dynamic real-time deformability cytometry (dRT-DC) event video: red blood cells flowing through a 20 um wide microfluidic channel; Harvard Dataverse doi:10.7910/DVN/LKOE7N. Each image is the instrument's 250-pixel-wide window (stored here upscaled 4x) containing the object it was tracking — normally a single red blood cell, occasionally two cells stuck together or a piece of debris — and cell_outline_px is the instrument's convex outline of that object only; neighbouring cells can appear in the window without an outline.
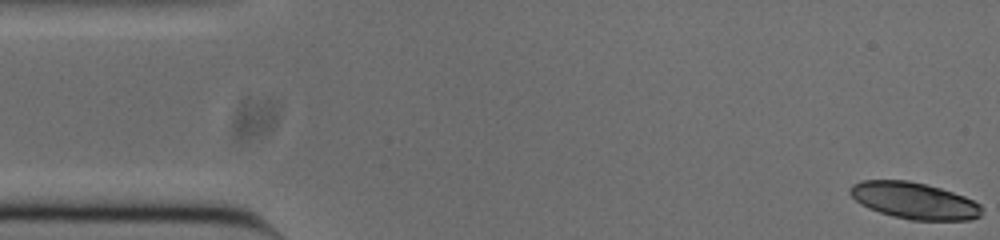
{"species": "common noctule bat (a hibernating species)", "species_latin": "Nyctalus noctula", "temperature_condition": "cold", "stored_images_in_passage": 53, "camera_frame_rate_fps": 3000, "um_per_image_px": 0.085, "animal": {"sex": "male", "body_mass_g": 20.0, "forearm_length_mm": 53.3}, "frame": {"image": 1, "passage_image": 1, "time_ms": 0.0, "image_size_px": [1000, 240], "cell_outline_px": [[980, 216], [972, 220], [912, 220], [892, 216], [868, 208], [860, 204], [848, 192], [848, 188], [852, 184], [860, 180], [908, 180], [940, 188], [964, 196], [980, 204]], "centroid_in_image_um": [77.66, 17.05], "position_along_channel_um": 7.3, "area_um2": 28.03}}
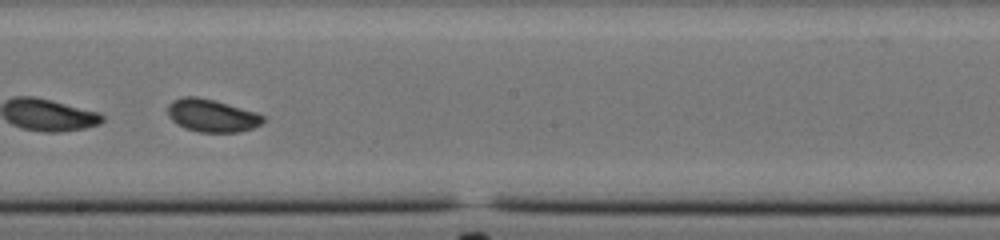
{"frame": {"image": 2, "passage_image": 29, "time_ms": 9.333, "image_size_px": [1000, 240], "cell_outline_px": [[264, 120], [260, 124], [252, 128], [236, 132], [200, 132], [184, 128], [176, 124], [168, 116], [168, 104], [172, 100], [184, 96], [196, 96], [216, 100], [256, 112], [264, 116]], "centroid_in_image_um": [17.97, 9.81], "position_along_channel_um": 230.2, "area_um2": 18.26}, "authors_computed_cell_mechanics": {"area_um2": 18.4382, "velocity_mm_per_s": 3.7554, "shape_relaxation_time_tau1_ms": 3.5447, "shape_relaxation_time_tau2_ms": null, "deformation_change_tau1": 0.0749, "deformation_change_tau2": null}}